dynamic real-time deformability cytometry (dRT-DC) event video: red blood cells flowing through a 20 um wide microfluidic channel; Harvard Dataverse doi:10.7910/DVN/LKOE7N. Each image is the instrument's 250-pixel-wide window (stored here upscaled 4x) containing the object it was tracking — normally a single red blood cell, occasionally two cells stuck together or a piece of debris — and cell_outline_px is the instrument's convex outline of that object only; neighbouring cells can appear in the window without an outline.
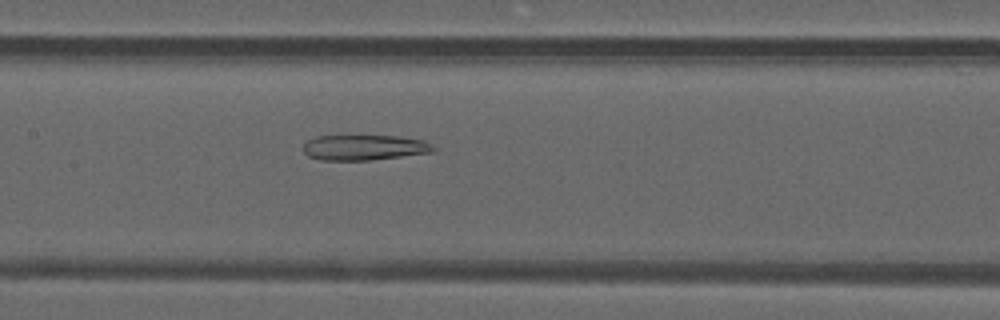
{"species": "common noctule bat (a hibernating species)", "species_latin": "Nyctalus noctula", "temperature_condition": "warm", "stored_images_in_passage": 36, "camera_frame_rate_fps": 3000, "um_per_image_px": 0.085, "animal": {"sex": "male", "forearm_length_mm": 52.5}, "frame": {"image": 1, "passage_image": 11, "time_ms": 3.333, "image_size_px": [1000, 320], "cell_outline_px": [[440, 148], [436, 152], [372, 160], [320, 160], [308, 156], [304, 152], [304, 144], [308, 140], [316, 136], [400, 136], [424, 140]], "centroid_in_image_um": [31.06, 12.54], "position_along_channel_um": 176.3, "area_um2": 19.54}}
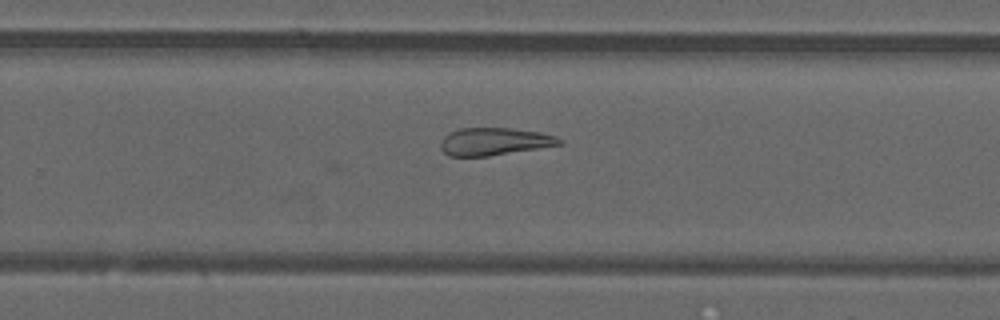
{"frame": {"image": 2, "passage_image": 19, "time_ms": 6.0, "image_size_px": [1000, 320], "cell_outline_px": [[564, 144], [488, 156], [448, 156], [440, 148], [440, 140], [444, 136], [460, 128], [508, 128], [540, 132], [556, 136], [564, 140]], "centroid_in_image_um": [42.03, 12.03], "position_along_channel_um": 287.8, "area_um2": 19.07}}
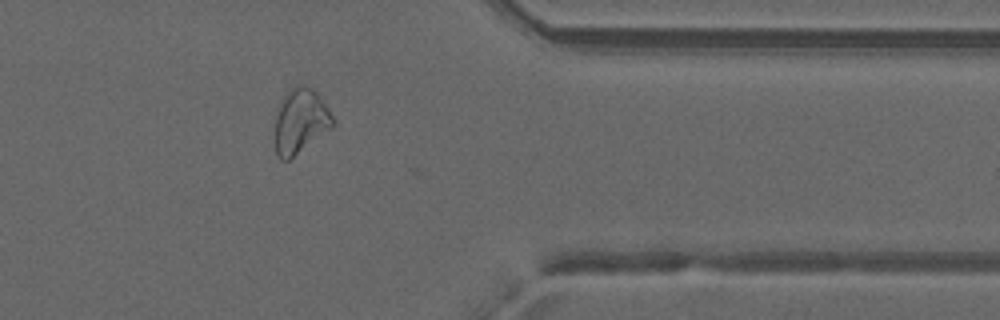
{"frame": {"image": 3, "passage_image": 27, "time_ms": 8.667, "image_size_px": [1000, 320], "cell_outline_px": [[336, 124], [332, 128], [288, 160], [280, 160], [276, 156], [276, 108], [284, 96], [296, 84], [308, 84], [320, 96], [336, 120]], "centroid_in_image_um": [25.56, 10.26], "position_along_channel_um": 385.8, "area_um2": 21.96}, "authors_computed_cell_mechanics": {"area_um2": 21.7617, "velocity_mm_per_s": 4.2009, "shape_relaxation_time_tau1_ms": null, "shape_relaxation_time_tau2_ms": 9.897, "deformation_change_tau1": null, "deformation_change_tau2": 0.2428}}